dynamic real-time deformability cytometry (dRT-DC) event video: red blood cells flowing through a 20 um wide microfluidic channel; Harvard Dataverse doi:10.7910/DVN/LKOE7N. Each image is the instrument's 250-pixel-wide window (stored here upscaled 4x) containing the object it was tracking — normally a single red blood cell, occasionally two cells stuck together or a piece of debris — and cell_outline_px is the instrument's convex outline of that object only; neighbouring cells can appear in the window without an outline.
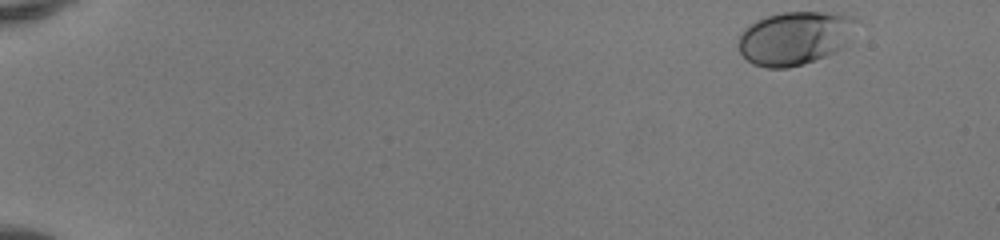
{"species": "human", "species_latin": "Homo sapiens", "temperature_condition": "room temperature", "stored_images_in_passage": 48, "camera_frame_rate_fps": 3000, "um_per_image_px": 0.085, "donor": {"sex": "female"}, "frame": {"image": 1, "passage_image": 1, "time_ms": 0.0, "image_size_px": [1000, 240], "cell_outline_px": [[856, 20], [844, 48], [836, 52], [804, 64], [788, 68], [764, 68], [752, 64], [740, 52], [736, 44], [740, 32], [744, 28], [756, 20], [768, 16], [784, 12], [840, 12], [856, 16]], "centroid_in_image_um": [67.53, 3.23], "position_along_channel_um": 17.5, "area_um2": 37.11}}
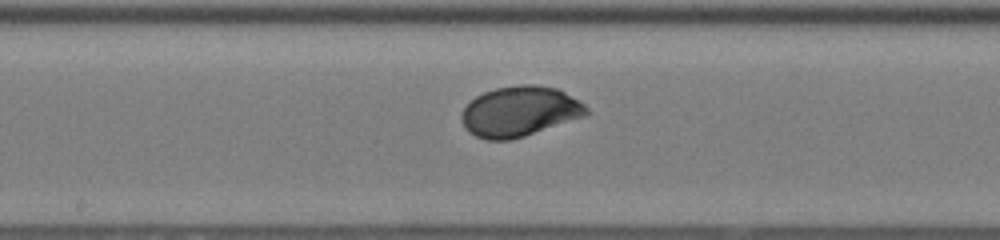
{"frame": {"image": 2, "passage_image": 26, "time_ms": 8.333, "image_size_px": [1000, 240], "cell_outline_px": [[592, 112], [584, 116], [524, 136], [508, 140], [488, 140], [476, 136], [468, 132], [464, 128], [460, 120], [460, 116], [464, 108], [476, 96], [484, 92], [496, 88], [520, 84], [532, 84], [556, 88], [564, 92], [584, 104]], "centroid_in_image_um": [44.14, 9.47], "position_along_channel_um": 204.1, "area_um2": 36.41}}
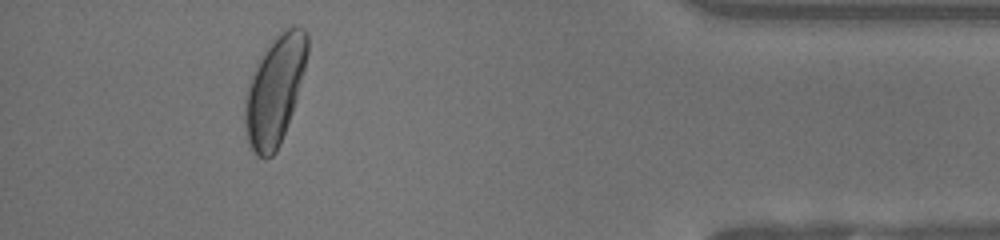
{"frame": {"image": 3, "passage_image": 44, "time_ms": 14.333, "image_size_px": [1000, 240], "cell_outline_px": [[308, 52], [296, 100], [292, 112], [280, 144], [276, 152], [272, 156], [264, 160], [256, 156], [252, 152], [248, 144], [244, 124], [244, 96], [248, 80], [256, 60], [264, 48], [280, 32], [292, 24], [304, 28], [308, 36]], "centroid_in_image_um": [23.31, 7.67], "position_along_channel_um": 411.9, "area_um2": 40.4}, "authors_computed_cell_mechanics": {"area_um2": 35.6337, "velocity_mm_per_s": 4.1159, "shape_relaxation_time_tau1_ms": 1.9749, "shape_relaxation_time_tau2_ms": null, "deformation_change_tau1": 0.1222, "deformation_change_tau2": null}}